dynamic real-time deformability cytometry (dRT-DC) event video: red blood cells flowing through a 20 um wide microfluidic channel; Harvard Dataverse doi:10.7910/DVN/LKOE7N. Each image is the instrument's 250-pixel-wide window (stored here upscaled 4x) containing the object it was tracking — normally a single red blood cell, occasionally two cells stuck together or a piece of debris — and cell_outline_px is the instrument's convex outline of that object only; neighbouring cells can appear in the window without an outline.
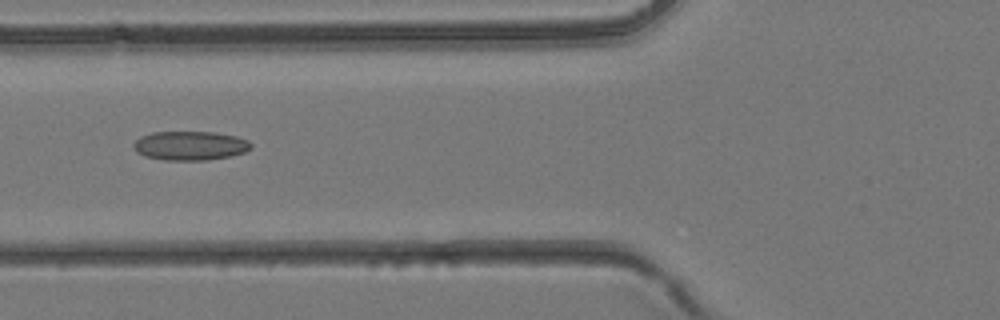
{"species": "common noctule bat (a hibernating species)", "species_latin": "Nyctalus noctula", "temperature_condition": "room temperature", "stored_images_in_passage": 4, "camera_frame_rate_fps": 3000, "um_per_image_px": 0.085, "animal": {"sex": "female", "body_mass_g": 24.6, "forearm_length_mm": 56.2}, "frame": {"image": 1, "passage_image": 4, "time_ms": 1.0, "image_size_px": [1000, 320], "cell_outline_px": [[252, 148], [244, 152], [232, 156], [208, 160], [164, 160], [144, 156], [136, 152], [132, 144], [140, 136], [152, 132], [216, 132], [236, 136], [248, 140], [252, 144]], "centroid_in_image_um": [16.16, 12.38], "position_along_channel_um": 109.6, "area_um2": 20.11}}